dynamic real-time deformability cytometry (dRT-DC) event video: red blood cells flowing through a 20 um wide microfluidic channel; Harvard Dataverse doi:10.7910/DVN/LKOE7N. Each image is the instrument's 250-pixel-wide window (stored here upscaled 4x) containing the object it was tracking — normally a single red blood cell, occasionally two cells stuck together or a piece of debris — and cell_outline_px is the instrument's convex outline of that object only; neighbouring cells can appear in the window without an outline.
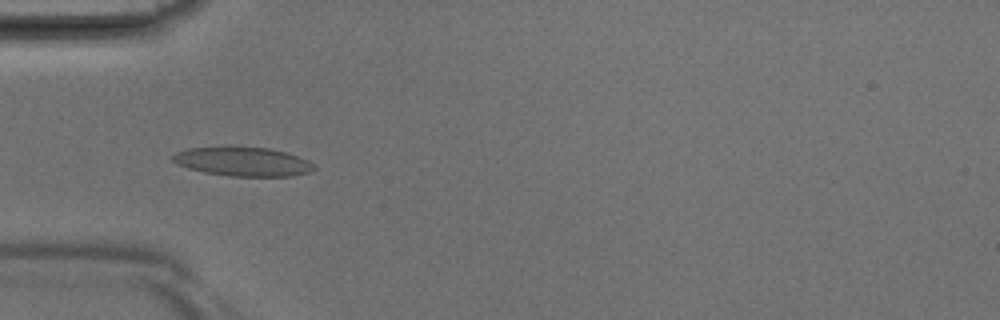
{"species": "Egyptian fruit bat (a non-hibernating species)", "species_latin": "Rousettus aegyptiacus", "temperature_condition": "room temperature", "stored_images_in_passage": 40, "camera_frame_rate_fps": 3000, "um_per_image_px": 0.085, "animal": {"sex": "male"}, "frame": {"image": 1, "passage_image": 12, "time_ms": 3.667, "image_size_px": [1000, 320], "cell_outline_px": [[316, 168], [308, 172], [292, 176], [232, 176], [204, 172], [188, 168], [176, 164], [172, 160], [172, 156], [176, 152], [188, 148], [268, 148], [284, 152], [308, 160]], "centroid_in_image_um": [20.63, 13.75], "position_along_channel_um": 64.4, "area_um2": 23.29}}
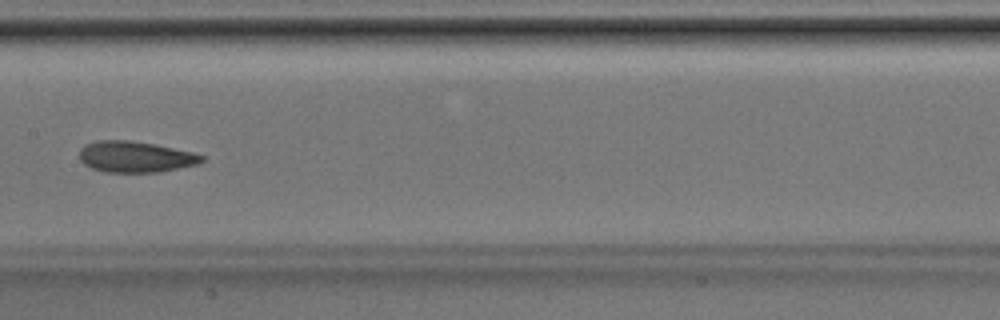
{"frame": {"image": 2, "passage_image": 20, "time_ms": 6.333, "image_size_px": [1000, 320], "cell_outline_px": [[204, 160], [200, 164], [160, 172], [108, 172], [92, 168], [84, 164], [80, 160], [80, 148], [84, 144], [96, 140], [132, 140], [156, 144], [192, 152], [204, 156]], "centroid_in_image_um": [11.52, 13.32], "position_along_channel_um": 195.9, "area_um2": 22.37}}
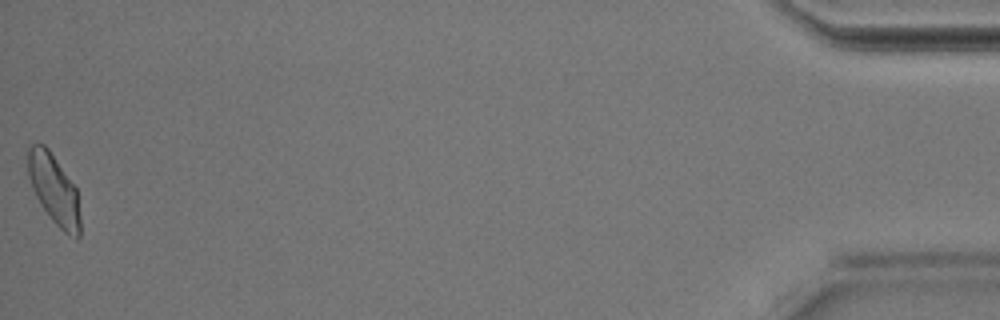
{"frame": {"image": 3, "passage_image": 40, "time_ms": 13.0, "image_size_px": [1000, 320], "cell_outline_px": [[80, 236], [76, 240], [64, 232], [52, 220], [40, 204], [32, 188], [28, 176], [28, 148], [32, 144], [44, 144], [48, 148], [76, 188], [80, 216]], "centroid_in_image_um": [4.59, 16.12], "position_along_channel_um": 430.6, "area_um2": 21.15}}